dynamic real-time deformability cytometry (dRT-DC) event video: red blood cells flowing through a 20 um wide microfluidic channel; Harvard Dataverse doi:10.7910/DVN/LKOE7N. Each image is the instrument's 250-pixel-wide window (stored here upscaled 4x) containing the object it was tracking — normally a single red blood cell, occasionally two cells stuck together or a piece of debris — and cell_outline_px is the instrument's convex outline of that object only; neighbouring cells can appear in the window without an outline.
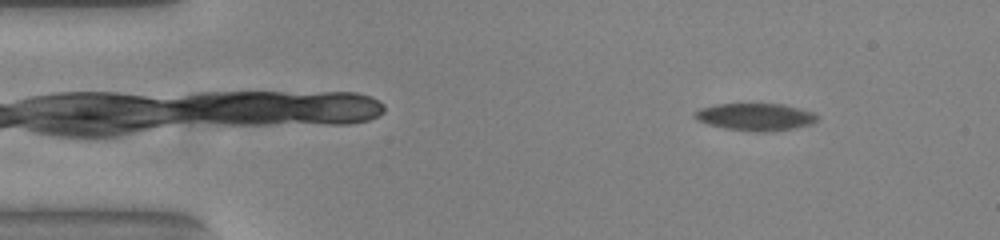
{"species": "common noctule bat (a hibernating species)", "species_latin": "Nyctalus noctula", "temperature_condition": "warm", "stored_images_in_passage": 54, "camera_frame_rate_fps": 3000, "um_per_image_px": 0.085, "animal": {"sex": "female", "body_mass_g": 23.0, "forearm_length_mm": 53.4}, "frame": {"image": 1, "passage_image": 6, "time_ms": 1.667, "image_size_px": [1000, 240], "cell_outline_px": [[820, 116], [812, 124], [792, 128], [756, 132], [724, 128], [708, 124], [696, 120], [692, 116], [700, 108], [716, 104], [784, 104], [812, 112]], "centroid_in_image_um": [64.18, 9.93], "position_along_channel_um": 20.8, "area_um2": 19.31}}
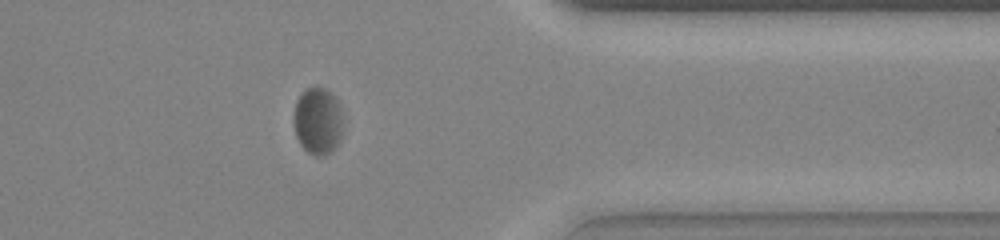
{"frame": {"image": 2, "passage_image": 43, "time_ms": 14.0, "image_size_px": [1000, 240], "cell_outline_px": [[340, 140], [328, 152], [320, 156], [316, 156], [308, 152], [300, 144], [296, 136], [292, 120], [292, 116], [296, 100], [300, 92], [316, 84], [324, 88], [336, 96], [340, 108]], "centroid_in_image_um": [26.94, 10.21], "position_along_channel_um": 384.5, "area_um2": 19.31}}
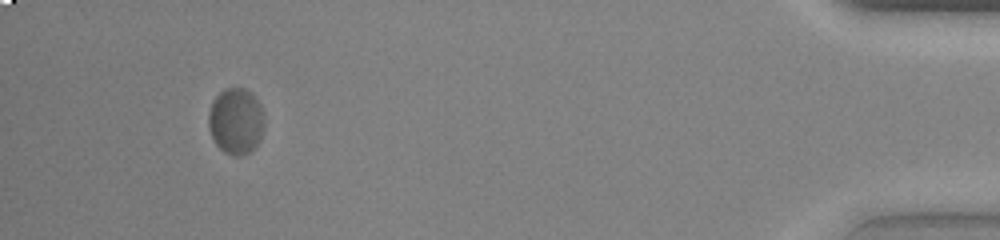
{"frame": {"image": 3, "passage_image": 50, "time_ms": 16.333, "image_size_px": [1000, 240], "cell_outline_px": [[264, 128], [256, 144], [248, 152], [240, 156], [232, 156], [224, 152], [216, 144], [212, 136], [208, 124], [208, 112], [212, 100], [224, 88], [244, 88], [252, 92], [260, 104], [264, 116]], "centroid_in_image_um": [20.04, 10.27], "position_along_channel_um": 415.2, "area_um2": 21.62}, "authors_computed_cell_mechanics": {"area_um2": 19.7387, "velocity_mm_per_s": 3.7563, "shape_relaxation_time_tau1_ms": 3.1148, "shape_relaxation_time_tau2_ms": null, "deformation_change_tau1": 0.1058, "deformation_change_tau2": null}}